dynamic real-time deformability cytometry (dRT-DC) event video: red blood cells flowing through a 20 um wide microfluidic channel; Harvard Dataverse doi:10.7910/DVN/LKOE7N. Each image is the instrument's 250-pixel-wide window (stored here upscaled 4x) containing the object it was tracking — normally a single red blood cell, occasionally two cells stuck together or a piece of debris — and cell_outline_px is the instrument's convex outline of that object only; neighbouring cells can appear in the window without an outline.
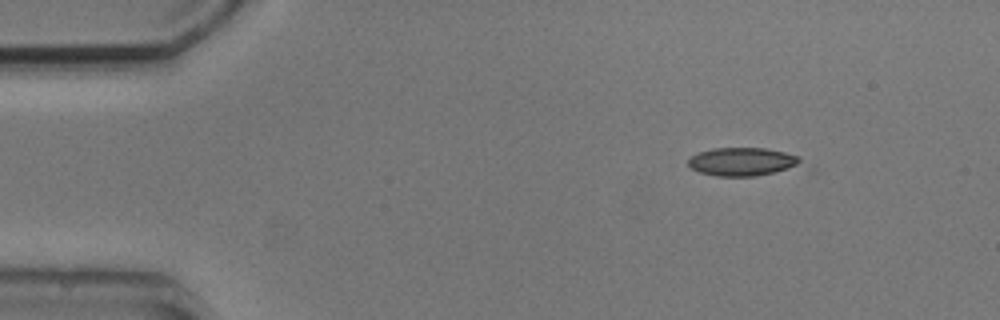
{"species": "common noctule bat (a hibernating species)", "species_latin": "Nyctalus noctula", "temperature_condition": "cold", "stored_images_in_passage": 3, "camera_frame_rate_fps": 3000, "um_per_image_px": 0.085, "animal": {"sex": "male", "body_mass_g": 20.5, "forearm_length_mm": 52.5}, "frame": {"image": 1, "passage_image": 1, "time_ms": 0.0, "image_size_px": [1000, 320], "cell_outline_px": [[816, 168], [756, 176], [716, 176], [700, 172], [692, 168], [688, 164], [688, 160], [692, 156], [700, 152], [712, 148], [764, 148], [784, 152], [800, 156]], "centroid_in_image_um": [63.45, 13.78], "position_along_channel_um": 21.6, "area_um2": 19.88}}